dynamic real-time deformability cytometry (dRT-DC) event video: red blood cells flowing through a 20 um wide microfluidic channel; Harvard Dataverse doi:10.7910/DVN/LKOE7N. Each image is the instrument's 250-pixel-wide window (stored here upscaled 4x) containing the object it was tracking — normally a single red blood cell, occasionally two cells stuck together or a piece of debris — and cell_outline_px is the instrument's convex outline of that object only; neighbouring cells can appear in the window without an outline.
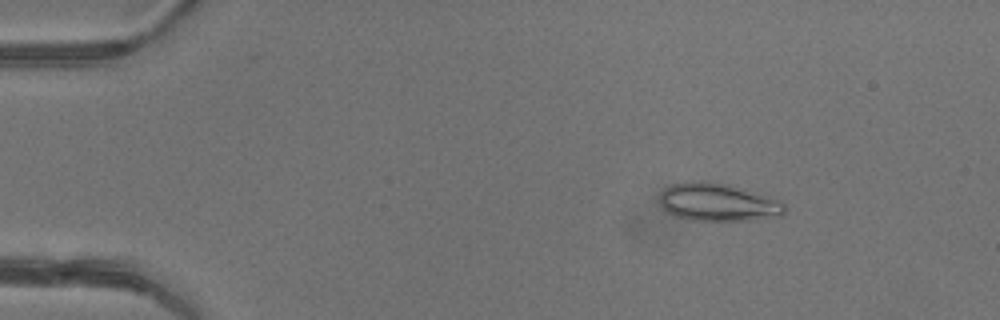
{"species": "common noctule bat (a hibernating species)", "species_latin": "Nyctalus noctula", "temperature_condition": "warm", "stored_images_in_passage": 39, "camera_frame_rate_fps": 3000, "um_per_image_px": 0.085, "animal": {"sex": "female"}, "frame": {"image": 1, "passage_image": 3, "time_ms": 0.667, "image_size_px": [1000, 320], "cell_outline_px": [[788, 208], [780, 216], [748, 220], [692, 220], [676, 216], [668, 212], [660, 204], [660, 192], [664, 188], [672, 184], [688, 180], [708, 180], [724, 184], [784, 204]], "centroid_in_image_um": [60.9, 17.19], "position_along_channel_um": 24.1, "area_um2": 26.88}}
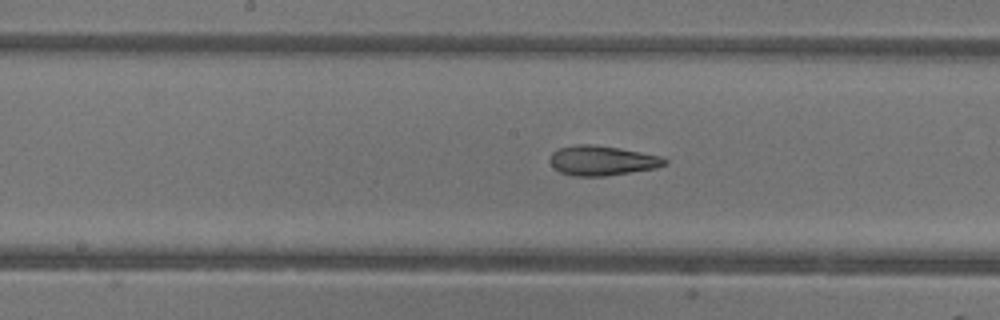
{"frame": {"image": 2, "passage_image": 21, "time_ms": 6.667, "image_size_px": [1000, 320], "cell_outline_px": [[668, 164], [656, 168], [604, 176], [572, 176], [560, 172], [548, 160], [548, 156], [552, 152], [560, 148], [576, 144], [592, 144], [620, 148], [660, 156], [668, 160]], "centroid_in_image_um": [51.16, 13.64], "position_along_channel_um": 197.0, "area_um2": 19.94}}
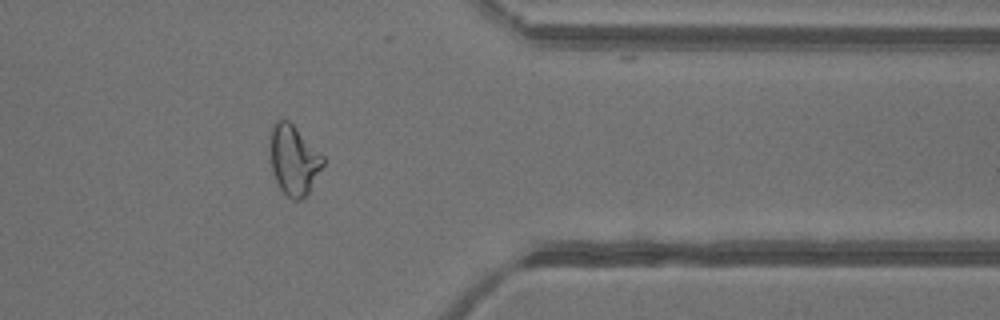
{"frame": {"image": 3, "passage_image": 35, "time_ms": 11.333, "image_size_px": [1000, 320], "cell_outline_px": [[324, 164], [308, 192], [300, 200], [292, 200], [280, 188], [272, 172], [272, 124], [276, 120], [288, 120], [324, 156]], "centroid_in_image_um": [24.99, 13.61], "position_along_channel_um": 386.4, "area_um2": 20.87}, "authors_computed_cell_mechanics": {"area_um2": 20.8658, "velocity_mm_per_s": 4.34, "shape_relaxation_time_tau1_ms": 6.4633, "shape_relaxation_time_tau2_ms": 1.597, "deformation_change_tau1": 0.2015, "deformation_change_tau2": 0.1037}}